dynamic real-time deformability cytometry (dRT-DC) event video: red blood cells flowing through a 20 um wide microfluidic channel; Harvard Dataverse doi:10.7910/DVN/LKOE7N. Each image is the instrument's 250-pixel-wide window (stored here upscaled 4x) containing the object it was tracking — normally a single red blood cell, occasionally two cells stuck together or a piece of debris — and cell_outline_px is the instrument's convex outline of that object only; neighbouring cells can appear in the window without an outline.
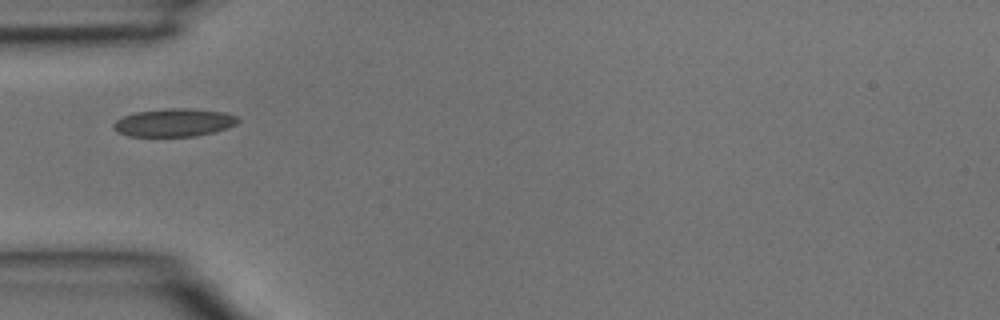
{"species": "common noctule bat (a hibernating species)", "species_latin": "Nyctalus noctula", "temperature_condition": "room temperature", "stored_images_in_passage": 1, "camera_frame_rate_fps": 3000, "um_per_image_px": 0.085, "animal": {"sex": "male", "body_mass_g": 15.6}, "frame": {"image": 1, "passage_image": 1, "time_ms": 0.0, "image_size_px": [1000, 320], "cell_outline_px": [[240, 120], [236, 124], [228, 128], [196, 136], [128, 136], [116, 132], [112, 128], [112, 124], [116, 120], [124, 116], [136, 112], [168, 108], [188, 108], [224, 112], [236, 116]], "centroid_in_image_um": [14.77, 10.42], "position_along_channel_um": 70.2, "area_um2": 20.35}}